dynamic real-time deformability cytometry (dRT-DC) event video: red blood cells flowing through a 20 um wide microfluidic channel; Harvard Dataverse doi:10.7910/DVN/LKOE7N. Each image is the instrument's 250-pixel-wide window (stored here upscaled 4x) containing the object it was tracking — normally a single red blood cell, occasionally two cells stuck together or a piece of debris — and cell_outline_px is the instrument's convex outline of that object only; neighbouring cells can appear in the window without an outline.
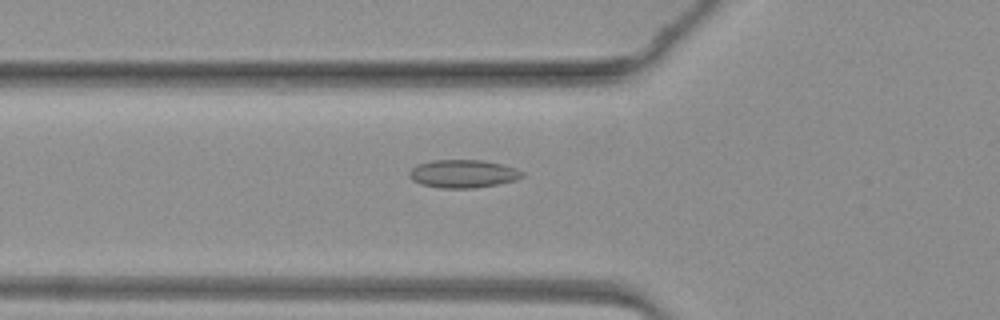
{"species": "common noctule bat (a hibernating species)", "species_latin": "Nyctalus noctula", "temperature_condition": "warm", "stored_images_in_passage": 46, "camera_frame_rate_fps": 3000, "um_per_image_px": 0.085, "animal": {"sex": "female", "body_mass_g": 19.3, "forearm_length_mm": 54.1}, "frame": {"image": 1, "passage_image": 16, "time_ms": 5.0, "image_size_px": [1000, 320], "cell_outline_px": [[524, 176], [516, 180], [496, 184], [472, 188], [440, 188], [420, 184], [412, 180], [408, 176], [408, 172], [416, 164], [432, 160], [484, 160], [516, 168], [524, 172]], "centroid_in_image_um": [39.33, 14.76], "position_along_channel_um": 86.5, "area_um2": 18.55}}
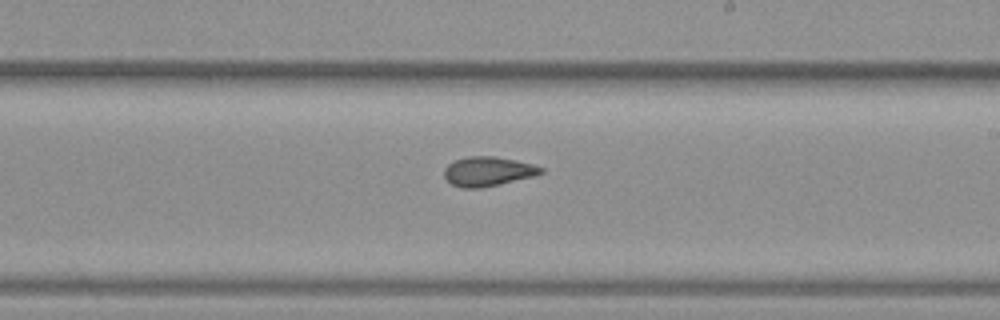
{"frame": {"image": 2, "passage_image": 27, "time_ms": 8.667, "image_size_px": [1000, 320], "cell_outline_px": [[544, 172], [532, 176], [480, 188], [460, 188], [452, 184], [444, 176], [444, 168], [448, 164], [456, 160], [468, 156], [496, 156], [516, 160], [532, 164], [544, 168]], "centroid_in_image_um": [41.45, 14.56], "position_along_channel_um": 247.5, "area_um2": 16.42}}
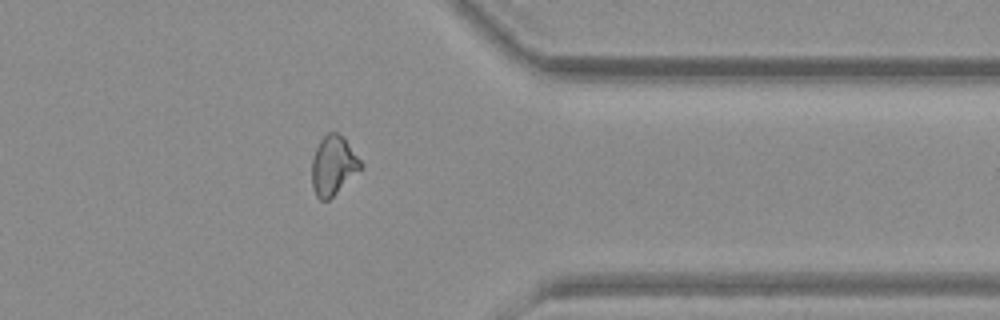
{"frame": {"image": 3, "passage_image": 37, "time_ms": 12.0, "image_size_px": [1000, 320], "cell_outline_px": [[364, 164], [328, 200], [320, 200], [316, 196], [312, 184], [312, 156], [320, 140], [328, 132], [336, 132], [344, 136]], "centroid_in_image_um": [28.31, 14.02], "position_along_channel_um": 383.1, "area_um2": 16.65}}